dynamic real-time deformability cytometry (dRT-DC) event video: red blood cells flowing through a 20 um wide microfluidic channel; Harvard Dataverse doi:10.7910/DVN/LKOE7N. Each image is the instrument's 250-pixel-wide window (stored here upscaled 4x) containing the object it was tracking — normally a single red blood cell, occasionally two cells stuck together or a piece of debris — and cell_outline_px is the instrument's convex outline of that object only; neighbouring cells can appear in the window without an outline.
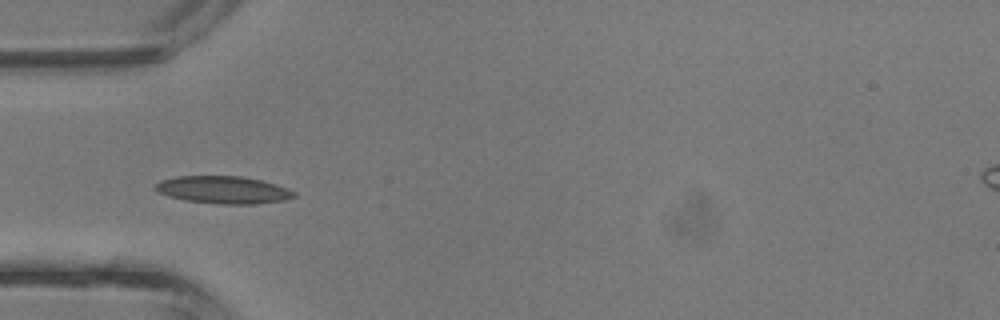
{"species": "common noctule bat (a hibernating species)", "species_latin": "Nyctalus noctula", "temperature_condition": "room temperature", "stored_images_in_passage": 3, "camera_frame_rate_fps": 3000, "um_per_image_px": 0.085, "animal": {"sex": "male", "body_mass_g": 13.3}, "frame": {"image": 1, "passage_image": 3, "time_ms": 0.667, "image_size_px": [1000, 320], "cell_outline_px": [[296, 196], [284, 200], [256, 204], [216, 204], [184, 200], [168, 196], [156, 192], [152, 188], [160, 180], [176, 176], [240, 176], [260, 180], [276, 184], [288, 188], [296, 192]], "centroid_in_image_um": [18.94, 16.14], "position_along_channel_um": 66.1, "area_um2": 22.43}}